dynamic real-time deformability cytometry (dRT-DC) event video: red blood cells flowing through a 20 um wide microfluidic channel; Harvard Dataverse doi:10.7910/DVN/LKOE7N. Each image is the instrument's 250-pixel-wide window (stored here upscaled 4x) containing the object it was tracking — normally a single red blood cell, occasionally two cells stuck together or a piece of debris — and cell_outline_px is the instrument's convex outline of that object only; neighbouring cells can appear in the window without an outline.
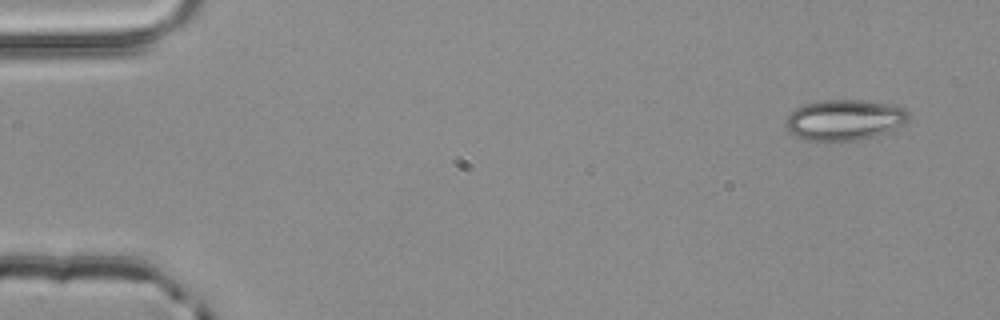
{"species": "common noctule bat (a hibernating species)", "species_latin": "Nyctalus noctula", "temperature_condition": "room temperature", "stored_images_in_passage": 4, "camera_frame_rate_fps": 3000, "um_per_image_px": 0.085, "animal": {"sex": "male", "body_mass_g": 20.4}, "frame": {"image": 1, "passage_image": 1, "time_ms": 0.0, "image_size_px": [1000, 320], "cell_outline_px": [[908, 120], [904, 124], [872, 136], [856, 140], [804, 140], [788, 132], [784, 124], [784, 120], [796, 108], [804, 104], [820, 100], [860, 100], [888, 104], [904, 108], [908, 112]], "centroid_in_image_um": [71.71, 10.18], "position_along_channel_um": 13.3, "area_um2": 28.78}}
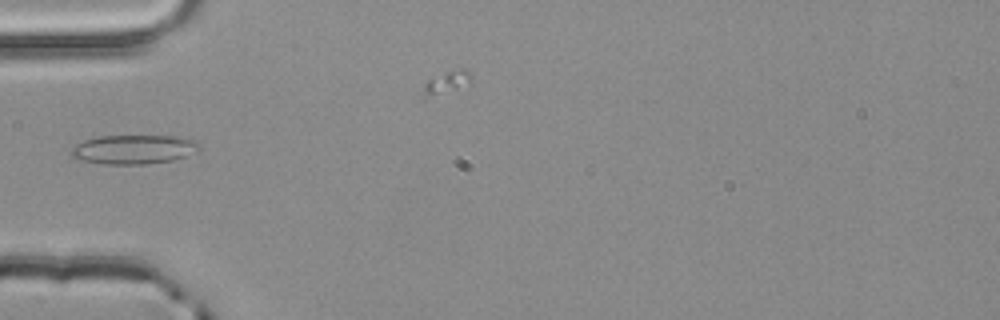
{"frame": {"image": 2, "passage_image": 4, "time_ms": 1.0, "image_size_px": [1000, 320], "cell_outline_px": [[200, 148], [184, 156], [172, 160], [148, 164], [108, 164], [76, 160], [72, 156], [72, 148], [76, 144], [84, 140], [100, 136], [184, 136], [196, 140], [200, 144]], "centroid_in_image_um": [11.37, 12.69], "position_along_channel_um": 73.6, "area_um2": 21.79}}